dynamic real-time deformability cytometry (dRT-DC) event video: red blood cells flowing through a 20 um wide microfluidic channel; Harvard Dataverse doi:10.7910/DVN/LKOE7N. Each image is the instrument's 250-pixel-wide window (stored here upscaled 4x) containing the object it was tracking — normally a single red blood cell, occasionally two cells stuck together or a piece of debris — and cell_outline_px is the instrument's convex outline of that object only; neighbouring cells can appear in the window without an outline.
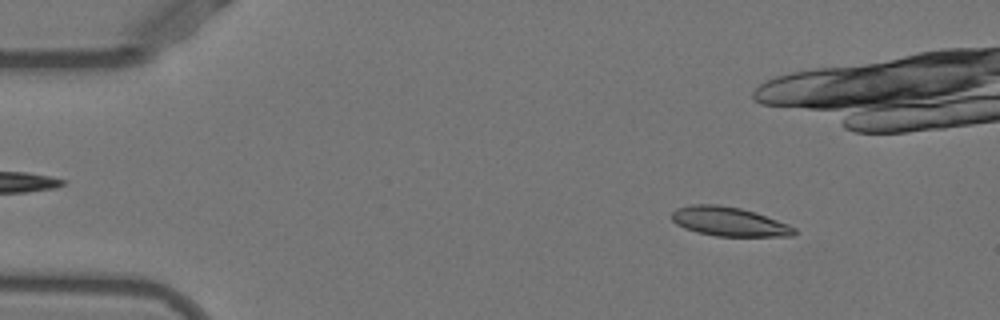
{"species": "Egyptian fruit bat (a non-hibernating species)", "species_latin": "Rousettus aegyptiacus", "temperature_condition": "warm", "stored_images_in_passage": 52, "camera_frame_rate_fps": 3000, "um_per_image_px": 0.085, "animal": {"sex": "female"}, "frame": {"image": 1, "passage_image": 6, "time_ms": 1.667, "image_size_px": [1000, 320], "cell_outline_px": [[796, 232], [792, 236], [716, 236], [696, 232], [684, 228], [676, 224], [672, 220], [672, 212], [676, 208], [692, 204], [720, 204], [740, 208], [788, 224], [796, 228]], "centroid_in_image_um": [61.92, 18.83], "position_along_channel_um": 23.1, "area_um2": 20.69}}
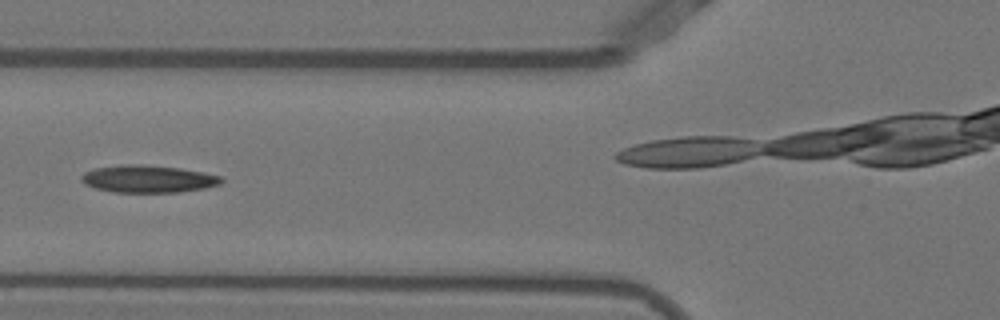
{"frame": {"image": 2, "passage_image": 19, "time_ms": 6.0, "image_size_px": [1000, 320], "cell_outline_px": [[224, 180], [220, 184], [204, 188], [180, 192], [112, 192], [96, 188], [84, 184], [80, 180], [80, 176], [84, 172], [96, 168], [124, 164], [140, 164], [180, 168], [204, 172], [220, 176]], "centroid_in_image_um": [12.57, 15.2], "position_along_channel_um": 113.2, "area_um2": 22.37}}
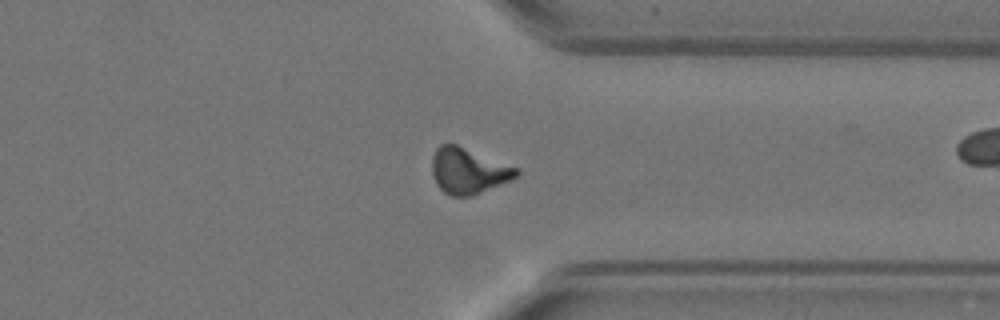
{"frame": {"image": 3, "passage_image": 39, "time_ms": 12.667, "image_size_px": [1000, 320], "cell_outline_px": [[520, 172], [516, 176], [508, 180], [472, 196], [452, 196], [444, 192], [436, 184], [432, 176], [432, 156], [436, 148], [440, 144], [456, 144], [520, 168]], "centroid_in_image_um": [39.78, 14.51], "position_along_channel_um": 371.6, "area_um2": 22.43}, "authors_computed_cell_mechanics": {"area_um2": 21.4438, "velocity_mm_per_s": 3.9061, "shape_relaxation_time_tau1_ms": 9.9066, "shape_relaxation_time_tau2_ms": 3.0694, "deformation_change_tau1": 0.2898, "deformation_change_tau2": 0.1154}}